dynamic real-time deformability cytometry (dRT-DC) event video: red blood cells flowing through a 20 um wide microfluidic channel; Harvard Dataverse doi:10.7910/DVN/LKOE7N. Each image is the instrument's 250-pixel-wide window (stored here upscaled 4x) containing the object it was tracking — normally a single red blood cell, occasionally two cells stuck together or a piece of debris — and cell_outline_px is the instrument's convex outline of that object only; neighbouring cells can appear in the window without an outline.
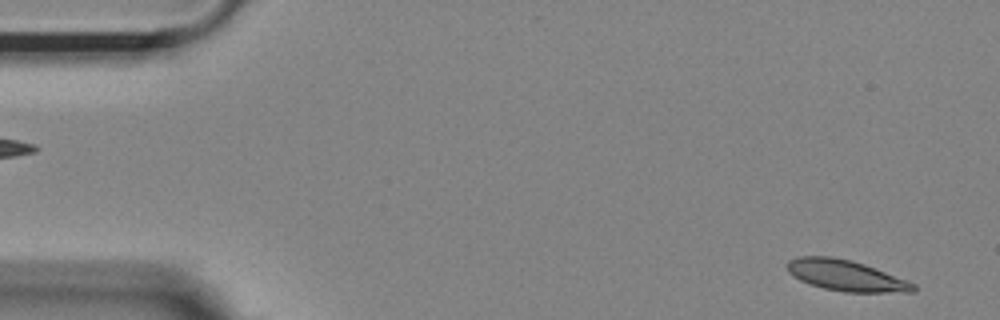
{"species": "Egyptian fruit bat (a non-hibernating species)", "species_latin": "Rousettus aegyptiacus", "temperature_condition": "room temperature", "stored_images_in_passage": 11, "camera_frame_rate_fps": 3000, "um_per_image_px": 0.085, "animal": {"sex": "female"}, "frame": {"image": 1, "passage_image": 2, "time_ms": 0.333, "image_size_px": [1000, 320], "cell_outline_px": [[916, 292], [844, 292], [824, 288], [808, 284], [800, 280], [788, 272], [788, 260], [796, 256], [832, 256], [852, 260], [864, 264], [908, 280], [916, 284]], "centroid_in_image_um": [71.92, 23.41], "position_along_channel_um": 13.1, "area_um2": 22.83}}